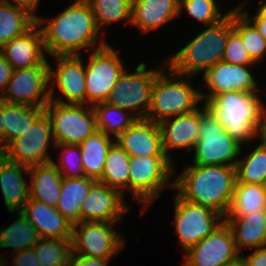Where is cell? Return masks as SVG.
<instances>
[{
	"label": "cell",
	"mask_w": 266,
	"mask_h": 266,
	"mask_svg": "<svg viewBox=\"0 0 266 266\" xmlns=\"http://www.w3.org/2000/svg\"><path fill=\"white\" fill-rule=\"evenodd\" d=\"M4 2L13 4L16 7L26 10L35 19L38 18L36 10L38 9L40 0H2Z\"/></svg>",
	"instance_id": "cell-47"
},
{
	"label": "cell",
	"mask_w": 266,
	"mask_h": 266,
	"mask_svg": "<svg viewBox=\"0 0 266 266\" xmlns=\"http://www.w3.org/2000/svg\"><path fill=\"white\" fill-rule=\"evenodd\" d=\"M17 218L0 230V248L12 249L9 254L32 249L39 240L35 227L18 211Z\"/></svg>",
	"instance_id": "cell-31"
},
{
	"label": "cell",
	"mask_w": 266,
	"mask_h": 266,
	"mask_svg": "<svg viewBox=\"0 0 266 266\" xmlns=\"http://www.w3.org/2000/svg\"><path fill=\"white\" fill-rule=\"evenodd\" d=\"M266 103L264 102L261 114H260V124L257 132V140L266 146Z\"/></svg>",
	"instance_id": "cell-48"
},
{
	"label": "cell",
	"mask_w": 266,
	"mask_h": 266,
	"mask_svg": "<svg viewBox=\"0 0 266 266\" xmlns=\"http://www.w3.org/2000/svg\"><path fill=\"white\" fill-rule=\"evenodd\" d=\"M85 65L86 105L106 102L113 86L126 69L120 54L108 43L89 51Z\"/></svg>",
	"instance_id": "cell-10"
},
{
	"label": "cell",
	"mask_w": 266,
	"mask_h": 266,
	"mask_svg": "<svg viewBox=\"0 0 266 266\" xmlns=\"http://www.w3.org/2000/svg\"><path fill=\"white\" fill-rule=\"evenodd\" d=\"M118 190L96 182L81 204L80 222H116L129 211L127 200Z\"/></svg>",
	"instance_id": "cell-18"
},
{
	"label": "cell",
	"mask_w": 266,
	"mask_h": 266,
	"mask_svg": "<svg viewBox=\"0 0 266 266\" xmlns=\"http://www.w3.org/2000/svg\"><path fill=\"white\" fill-rule=\"evenodd\" d=\"M260 93L229 91L220 93L206 103L225 131L242 146L257 141L261 109Z\"/></svg>",
	"instance_id": "cell-4"
},
{
	"label": "cell",
	"mask_w": 266,
	"mask_h": 266,
	"mask_svg": "<svg viewBox=\"0 0 266 266\" xmlns=\"http://www.w3.org/2000/svg\"><path fill=\"white\" fill-rule=\"evenodd\" d=\"M221 4L216 0H179V15L183 12L188 14V17L196 20L198 23L204 26H212L224 18H226L231 10L221 12V8L218 5Z\"/></svg>",
	"instance_id": "cell-39"
},
{
	"label": "cell",
	"mask_w": 266,
	"mask_h": 266,
	"mask_svg": "<svg viewBox=\"0 0 266 266\" xmlns=\"http://www.w3.org/2000/svg\"><path fill=\"white\" fill-rule=\"evenodd\" d=\"M129 165L130 156L115 142L108 151L98 182L118 190L124 196L129 193Z\"/></svg>",
	"instance_id": "cell-30"
},
{
	"label": "cell",
	"mask_w": 266,
	"mask_h": 266,
	"mask_svg": "<svg viewBox=\"0 0 266 266\" xmlns=\"http://www.w3.org/2000/svg\"><path fill=\"white\" fill-rule=\"evenodd\" d=\"M13 266H38L33 249L10 254Z\"/></svg>",
	"instance_id": "cell-44"
},
{
	"label": "cell",
	"mask_w": 266,
	"mask_h": 266,
	"mask_svg": "<svg viewBox=\"0 0 266 266\" xmlns=\"http://www.w3.org/2000/svg\"><path fill=\"white\" fill-rule=\"evenodd\" d=\"M97 131L116 139L127 128L131 127L137 117L130 111L110 105L107 102L92 105Z\"/></svg>",
	"instance_id": "cell-33"
},
{
	"label": "cell",
	"mask_w": 266,
	"mask_h": 266,
	"mask_svg": "<svg viewBox=\"0 0 266 266\" xmlns=\"http://www.w3.org/2000/svg\"><path fill=\"white\" fill-rule=\"evenodd\" d=\"M54 149H60V159L58 162L52 159V164L60 171L64 178L84 177L82 166L81 150L79 145L56 144Z\"/></svg>",
	"instance_id": "cell-40"
},
{
	"label": "cell",
	"mask_w": 266,
	"mask_h": 266,
	"mask_svg": "<svg viewBox=\"0 0 266 266\" xmlns=\"http://www.w3.org/2000/svg\"><path fill=\"white\" fill-rule=\"evenodd\" d=\"M236 166L189 164L174 178V189L188 202L202 205L223 218L234 194Z\"/></svg>",
	"instance_id": "cell-2"
},
{
	"label": "cell",
	"mask_w": 266,
	"mask_h": 266,
	"mask_svg": "<svg viewBox=\"0 0 266 266\" xmlns=\"http://www.w3.org/2000/svg\"><path fill=\"white\" fill-rule=\"evenodd\" d=\"M21 213L35 227L39 238H72L73 224L57 208L29 198Z\"/></svg>",
	"instance_id": "cell-22"
},
{
	"label": "cell",
	"mask_w": 266,
	"mask_h": 266,
	"mask_svg": "<svg viewBox=\"0 0 266 266\" xmlns=\"http://www.w3.org/2000/svg\"><path fill=\"white\" fill-rule=\"evenodd\" d=\"M115 139L96 131L79 145L85 177L98 181L101 178L104 163Z\"/></svg>",
	"instance_id": "cell-29"
},
{
	"label": "cell",
	"mask_w": 266,
	"mask_h": 266,
	"mask_svg": "<svg viewBox=\"0 0 266 266\" xmlns=\"http://www.w3.org/2000/svg\"><path fill=\"white\" fill-rule=\"evenodd\" d=\"M159 126L164 152L170 160L177 163L171 151L184 149L190 154L197 143L200 128V107L194 112L165 119L159 123Z\"/></svg>",
	"instance_id": "cell-19"
},
{
	"label": "cell",
	"mask_w": 266,
	"mask_h": 266,
	"mask_svg": "<svg viewBox=\"0 0 266 266\" xmlns=\"http://www.w3.org/2000/svg\"><path fill=\"white\" fill-rule=\"evenodd\" d=\"M191 78L194 77L178 74L167 65L155 79L146 119L160 123L201 107L200 89L192 85Z\"/></svg>",
	"instance_id": "cell-5"
},
{
	"label": "cell",
	"mask_w": 266,
	"mask_h": 266,
	"mask_svg": "<svg viewBox=\"0 0 266 266\" xmlns=\"http://www.w3.org/2000/svg\"><path fill=\"white\" fill-rule=\"evenodd\" d=\"M81 55H56V69L49 61L50 101L86 105L85 64ZM59 90L56 96L55 89Z\"/></svg>",
	"instance_id": "cell-15"
},
{
	"label": "cell",
	"mask_w": 266,
	"mask_h": 266,
	"mask_svg": "<svg viewBox=\"0 0 266 266\" xmlns=\"http://www.w3.org/2000/svg\"><path fill=\"white\" fill-rule=\"evenodd\" d=\"M63 266H74L73 261L71 260L70 262H68L67 264L63 265Z\"/></svg>",
	"instance_id": "cell-52"
},
{
	"label": "cell",
	"mask_w": 266,
	"mask_h": 266,
	"mask_svg": "<svg viewBox=\"0 0 266 266\" xmlns=\"http://www.w3.org/2000/svg\"><path fill=\"white\" fill-rule=\"evenodd\" d=\"M28 179L30 198L56 208L63 177L52 162L29 166Z\"/></svg>",
	"instance_id": "cell-26"
},
{
	"label": "cell",
	"mask_w": 266,
	"mask_h": 266,
	"mask_svg": "<svg viewBox=\"0 0 266 266\" xmlns=\"http://www.w3.org/2000/svg\"><path fill=\"white\" fill-rule=\"evenodd\" d=\"M222 61L235 65L254 66L253 68L257 65L245 49L241 37L234 30L228 36Z\"/></svg>",
	"instance_id": "cell-41"
},
{
	"label": "cell",
	"mask_w": 266,
	"mask_h": 266,
	"mask_svg": "<svg viewBox=\"0 0 266 266\" xmlns=\"http://www.w3.org/2000/svg\"><path fill=\"white\" fill-rule=\"evenodd\" d=\"M230 226L239 253L242 249L266 246V211H257L237 218H224Z\"/></svg>",
	"instance_id": "cell-25"
},
{
	"label": "cell",
	"mask_w": 266,
	"mask_h": 266,
	"mask_svg": "<svg viewBox=\"0 0 266 266\" xmlns=\"http://www.w3.org/2000/svg\"><path fill=\"white\" fill-rule=\"evenodd\" d=\"M247 1L242 0L237 4V8L256 26L260 34L266 39V0H259L257 13L252 15L246 10ZM246 10V11H245Z\"/></svg>",
	"instance_id": "cell-42"
},
{
	"label": "cell",
	"mask_w": 266,
	"mask_h": 266,
	"mask_svg": "<svg viewBox=\"0 0 266 266\" xmlns=\"http://www.w3.org/2000/svg\"><path fill=\"white\" fill-rule=\"evenodd\" d=\"M8 259L7 258H4V255H2L0 253V266H7V263H8Z\"/></svg>",
	"instance_id": "cell-50"
},
{
	"label": "cell",
	"mask_w": 266,
	"mask_h": 266,
	"mask_svg": "<svg viewBox=\"0 0 266 266\" xmlns=\"http://www.w3.org/2000/svg\"><path fill=\"white\" fill-rule=\"evenodd\" d=\"M115 142L130 157L167 156L163 149L159 123L146 118L137 119L131 127L115 139Z\"/></svg>",
	"instance_id": "cell-20"
},
{
	"label": "cell",
	"mask_w": 266,
	"mask_h": 266,
	"mask_svg": "<svg viewBox=\"0 0 266 266\" xmlns=\"http://www.w3.org/2000/svg\"><path fill=\"white\" fill-rule=\"evenodd\" d=\"M257 144L252 146L254 148L253 150L249 148V153H247L243 158L241 156H243L242 153L243 150L246 149V146H242L240 157L238 158L236 164V178L240 183L263 185L265 182L266 146L258 141Z\"/></svg>",
	"instance_id": "cell-35"
},
{
	"label": "cell",
	"mask_w": 266,
	"mask_h": 266,
	"mask_svg": "<svg viewBox=\"0 0 266 266\" xmlns=\"http://www.w3.org/2000/svg\"><path fill=\"white\" fill-rule=\"evenodd\" d=\"M242 266H266V246L254 249L252 253H246L240 257Z\"/></svg>",
	"instance_id": "cell-43"
},
{
	"label": "cell",
	"mask_w": 266,
	"mask_h": 266,
	"mask_svg": "<svg viewBox=\"0 0 266 266\" xmlns=\"http://www.w3.org/2000/svg\"><path fill=\"white\" fill-rule=\"evenodd\" d=\"M4 101L0 97V153L4 150V124L2 117V103Z\"/></svg>",
	"instance_id": "cell-49"
},
{
	"label": "cell",
	"mask_w": 266,
	"mask_h": 266,
	"mask_svg": "<svg viewBox=\"0 0 266 266\" xmlns=\"http://www.w3.org/2000/svg\"><path fill=\"white\" fill-rule=\"evenodd\" d=\"M0 53L13 70L39 66L48 58L45 54L43 33L37 23L23 35L6 43Z\"/></svg>",
	"instance_id": "cell-21"
},
{
	"label": "cell",
	"mask_w": 266,
	"mask_h": 266,
	"mask_svg": "<svg viewBox=\"0 0 266 266\" xmlns=\"http://www.w3.org/2000/svg\"><path fill=\"white\" fill-rule=\"evenodd\" d=\"M50 118L44 111L23 136L14 139L2 152L7 159L29 166L51 163L49 148L54 149Z\"/></svg>",
	"instance_id": "cell-13"
},
{
	"label": "cell",
	"mask_w": 266,
	"mask_h": 266,
	"mask_svg": "<svg viewBox=\"0 0 266 266\" xmlns=\"http://www.w3.org/2000/svg\"><path fill=\"white\" fill-rule=\"evenodd\" d=\"M263 186H264V189H265V192H266V179H265V182H264Z\"/></svg>",
	"instance_id": "cell-53"
},
{
	"label": "cell",
	"mask_w": 266,
	"mask_h": 266,
	"mask_svg": "<svg viewBox=\"0 0 266 266\" xmlns=\"http://www.w3.org/2000/svg\"><path fill=\"white\" fill-rule=\"evenodd\" d=\"M74 266H109L111 260L85 256H72Z\"/></svg>",
	"instance_id": "cell-46"
},
{
	"label": "cell",
	"mask_w": 266,
	"mask_h": 266,
	"mask_svg": "<svg viewBox=\"0 0 266 266\" xmlns=\"http://www.w3.org/2000/svg\"><path fill=\"white\" fill-rule=\"evenodd\" d=\"M240 257L231 228L224 220L210 235L184 253L182 266H222L238 261Z\"/></svg>",
	"instance_id": "cell-16"
},
{
	"label": "cell",
	"mask_w": 266,
	"mask_h": 266,
	"mask_svg": "<svg viewBox=\"0 0 266 266\" xmlns=\"http://www.w3.org/2000/svg\"><path fill=\"white\" fill-rule=\"evenodd\" d=\"M253 66L229 64L224 61L212 66L203 74L204 87L208 92L200 88L201 100L204 104L211 101L220 93L240 91L247 93H259L260 85L257 75L253 74Z\"/></svg>",
	"instance_id": "cell-17"
},
{
	"label": "cell",
	"mask_w": 266,
	"mask_h": 266,
	"mask_svg": "<svg viewBox=\"0 0 266 266\" xmlns=\"http://www.w3.org/2000/svg\"><path fill=\"white\" fill-rule=\"evenodd\" d=\"M97 181L88 177L62 179L57 210L73 225L80 223L81 204Z\"/></svg>",
	"instance_id": "cell-27"
},
{
	"label": "cell",
	"mask_w": 266,
	"mask_h": 266,
	"mask_svg": "<svg viewBox=\"0 0 266 266\" xmlns=\"http://www.w3.org/2000/svg\"><path fill=\"white\" fill-rule=\"evenodd\" d=\"M204 28L182 49L167 56L166 63L174 72L197 77L223 60L228 36L233 31V9L219 23Z\"/></svg>",
	"instance_id": "cell-3"
},
{
	"label": "cell",
	"mask_w": 266,
	"mask_h": 266,
	"mask_svg": "<svg viewBox=\"0 0 266 266\" xmlns=\"http://www.w3.org/2000/svg\"><path fill=\"white\" fill-rule=\"evenodd\" d=\"M141 62L133 73L127 68L113 86L106 102L110 105L130 111L138 119L147 117L152 97V89L157 75L167 66L166 59L160 67L148 69Z\"/></svg>",
	"instance_id": "cell-8"
},
{
	"label": "cell",
	"mask_w": 266,
	"mask_h": 266,
	"mask_svg": "<svg viewBox=\"0 0 266 266\" xmlns=\"http://www.w3.org/2000/svg\"><path fill=\"white\" fill-rule=\"evenodd\" d=\"M13 69L11 64L0 53V93L5 90L9 80L11 79Z\"/></svg>",
	"instance_id": "cell-45"
},
{
	"label": "cell",
	"mask_w": 266,
	"mask_h": 266,
	"mask_svg": "<svg viewBox=\"0 0 266 266\" xmlns=\"http://www.w3.org/2000/svg\"><path fill=\"white\" fill-rule=\"evenodd\" d=\"M257 211H266L264 186L240 183L236 180L232 203L225 218H237Z\"/></svg>",
	"instance_id": "cell-32"
},
{
	"label": "cell",
	"mask_w": 266,
	"mask_h": 266,
	"mask_svg": "<svg viewBox=\"0 0 266 266\" xmlns=\"http://www.w3.org/2000/svg\"><path fill=\"white\" fill-rule=\"evenodd\" d=\"M242 145L226 131L216 116L202 103L197 143L192 150V164L236 166Z\"/></svg>",
	"instance_id": "cell-7"
},
{
	"label": "cell",
	"mask_w": 266,
	"mask_h": 266,
	"mask_svg": "<svg viewBox=\"0 0 266 266\" xmlns=\"http://www.w3.org/2000/svg\"><path fill=\"white\" fill-rule=\"evenodd\" d=\"M32 249L38 266H63L72 259L71 239L39 238Z\"/></svg>",
	"instance_id": "cell-37"
},
{
	"label": "cell",
	"mask_w": 266,
	"mask_h": 266,
	"mask_svg": "<svg viewBox=\"0 0 266 266\" xmlns=\"http://www.w3.org/2000/svg\"><path fill=\"white\" fill-rule=\"evenodd\" d=\"M129 166V194L143 206V216L167 187L174 190L175 164L167 156H136Z\"/></svg>",
	"instance_id": "cell-6"
},
{
	"label": "cell",
	"mask_w": 266,
	"mask_h": 266,
	"mask_svg": "<svg viewBox=\"0 0 266 266\" xmlns=\"http://www.w3.org/2000/svg\"><path fill=\"white\" fill-rule=\"evenodd\" d=\"M95 16L98 29L124 20L131 23L132 0H86Z\"/></svg>",
	"instance_id": "cell-38"
},
{
	"label": "cell",
	"mask_w": 266,
	"mask_h": 266,
	"mask_svg": "<svg viewBox=\"0 0 266 266\" xmlns=\"http://www.w3.org/2000/svg\"><path fill=\"white\" fill-rule=\"evenodd\" d=\"M48 58L39 66L13 70L0 97L8 104L45 107L50 102Z\"/></svg>",
	"instance_id": "cell-14"
},
{
	"label": "cell",
	"mask_w": 266,
	"mask_h": 266,
	"mask_svg": "<svg viewBox=\"0 0 266 266\" xmlns=\"http://www.w3.org/2000/svg\"><path fill=\"white\" fill-rule=\"evenodd\" d=\"M35 23L36 19L26 10L0 0V49Z\"/></svg>",
	"instance_id": "cell-34"
},
{
	"label": "cell",
	"mask_w": 266,
	"mask_h": 266,
	"mask_svg": "<svg viewBox=\"0 0 266 266\" xmlns=\"http://www.w3.org/2000/svg\"><path fill=\"white\" fill-rule=\"evenodd\" d=\"M44 111L50 118L56 144L80 145L97 131L90 105L50 101Z\"/></svg>",
	"instance_id": "cell-9"
},
{
	"label": "cell",
	"mask_w": 266,
	"mask_h": 266,
	"mask_svg": "<svg viewBox=\"0 0 266 266\" xmlns=\"http://www.w3.org/2000/svg\"><path fill=\"white\" fill-rule=\"evenodd\" d=\"M116 222H80L73 225L72 256L111 260L127 242Z\"/></svg>",
	"instance_id": "cell-11"
},
{
	"label": "cell",
	"mask_w": 266,
	"mask_h": 266,
	"mask_svg": "<svg viewBox=\"0 0 266 266\" xmlns=\"http://www.w3.org/2000/svg\"><path fill=\"white\" fill-rule=\"evenodd\" d=\"M44 112V107L26 104L2 103L4 124V149L14 140L24 135L29 126Z\"/></svg>",
	"instance_id": "cell-28"
},
{
	"label": "cell",
	"mask_w": 266,
	"mask_h": 266,
	"mask_svg": "<svg viewBox=\"0 0 266 266\" xmlns=\"http://www.w3.org/2000/svg\"><path fill=\"white\" fill-rule=\"evenodd\" d=\"M233 30L241 37L251 59L256 64L262 63L266 58V39L237 7H233Z\"/></svg>",
	"instance_id": "cell-36"
},
{
	"label": "cell",
	"mask_w": 266,
	"mask_h": 266,
	"mask_svg": "<svg viewBox=\"0 0 266 266\" xmlns=\"http://www.w3.org/2000/svg\"><path fill=\"white\" fill-rule=\"evenodd\" d=\"M222 266H242V264H241L240 259H239L238 261L231 262L229 264L222 265Z\"/></svg>",
	"instance_id": "cell-51"
},
{
	"label": "cell",
	"mask_w": 266,
	"mask_h": 266,
	"mask_svg": "<svg viewBox=\"0 0 266 266\" xmlns=\"http://www.w3.org/2000/svg\"><path fill=\"white\" fill-rule=\"evenodd\" d=\"M179 0H132L131 23L142 34L160 29L179 17Z\"/></svg>",
	"instance_id": "cell-24"
},
{
	"label": "cell",
	"mask_w": 266,
	"mask_h": 266,
	"mask_svg": "<svg viewBox=\"0 0 266 266\" xmlns=\"http://www.w3.org/2000/svg\"><path fill=\"white\" fill-rule=\"evenodd\" d=\"M29 167L7 159L0 153V191L10 214L21 211L29 200Z\"/></svg>",
	"instance_id": "cell-23"
},
{
	"label": "cell",
	"mask_w": 266,
	"mask_h": 266,
	"mask_svg": "<svg viewBox=\"0 0 266 266\" xmlns=\"http://www.w3.org/2000/svg\"><path fill=\"white\" fill-rule=\"evenodd\" d=\"M67 7L54 17L36 19L43 33L46 54L81 55L84 49L89 52L108 44L86 0H75Z\"/></svg>",
	"instance_id": "cell-1"
},
{
	"label": "cell",
	"mask_w": 266,
	"mask_h": 266,
	"mask_svg": "<svg viewBox=\"0 0 266 266\" xmlns=\"http://www.w3.org/2000/svg\"><path fill=\"white\" fill-rule=\"evenodd\" d=\"M173 199L174 233L178 236V244L184 253L210 235L224 221L220 214L188 202L177 193Z\"/></svg>",
	"instance_id": "cell-12"
}]
</instances>
